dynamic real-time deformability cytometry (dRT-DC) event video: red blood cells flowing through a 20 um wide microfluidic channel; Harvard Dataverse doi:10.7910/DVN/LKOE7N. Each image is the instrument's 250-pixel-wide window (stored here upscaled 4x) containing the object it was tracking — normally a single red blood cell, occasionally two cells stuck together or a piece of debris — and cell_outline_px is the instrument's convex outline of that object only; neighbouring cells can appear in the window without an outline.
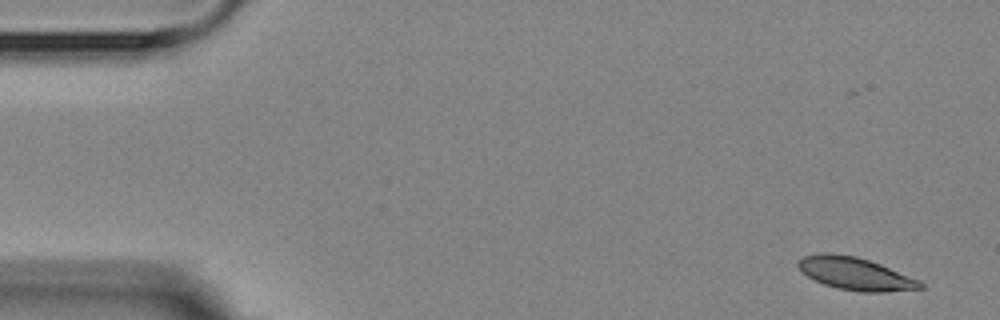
{"species": "Egyptian fruit bat (a non-hibernating species)", "species_latin": "Rousettus aegyptiacus", "temperature_condition": "room temperature", "stored_images_in_passage": 5, "camera_frame_rate_fps": 3000, "um_per_image_px": 0.085, "animal": {"sex": "female"}, "frame": {"image": 1, "passage_image": 1, "time_ms": 0.0, "image_size_px": [1000, 320], "cell_outline_px": [[924, 288], [884, 292], [860, 292], [836, 288], [824, 284], [800, 272], [796, 264], [804, 256], [820, 252], [828, 252], [856, 256], [880, 264], [920, 280], [924, 284]], "centroid_in_image_um": [72.69, 23.26], "position_along_channel_um": 12.3, "area_um2": 23.29}}